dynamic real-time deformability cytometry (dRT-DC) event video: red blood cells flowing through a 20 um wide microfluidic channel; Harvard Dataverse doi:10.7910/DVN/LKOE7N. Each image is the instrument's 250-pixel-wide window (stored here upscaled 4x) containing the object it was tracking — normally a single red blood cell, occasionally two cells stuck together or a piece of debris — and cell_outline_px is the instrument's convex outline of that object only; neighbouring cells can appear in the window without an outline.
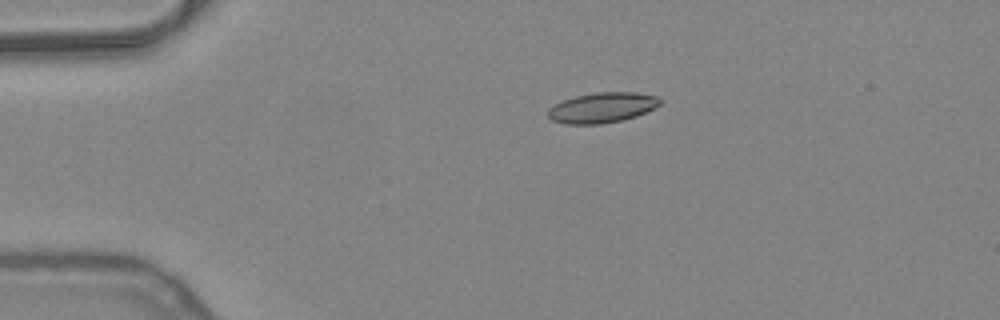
{"species": "common noctule bat (a hibernating species)", "species_latin": "Nyctalus noctula", "temperature_condition": "warm", "stored_images_in_passage": 43, "camera_frame_rate_fps": 3000, "um_per_image_px": 0.085, "animal": {"sex": "female", "body_mass_g": 24.6, "forearm_length_mm": 56.2}, "frame": {"image": 1, "passage_image": 3, "time_ms": 0.667, "image_size_px": [1000, 320], "cell_outline_px": [[660, 104], [636, 116], [620, 120], [600, 124], [564, 124], [552, 120], [548, 116], [548, 108], [560, 100], [576, 96], [596, 92], [636, 92], [656, 96], [660, 100]], "centroid_in_image_um": [51.12, 9.14], "position_along_channel_um": 33.9, "area_um2": 19.65}}
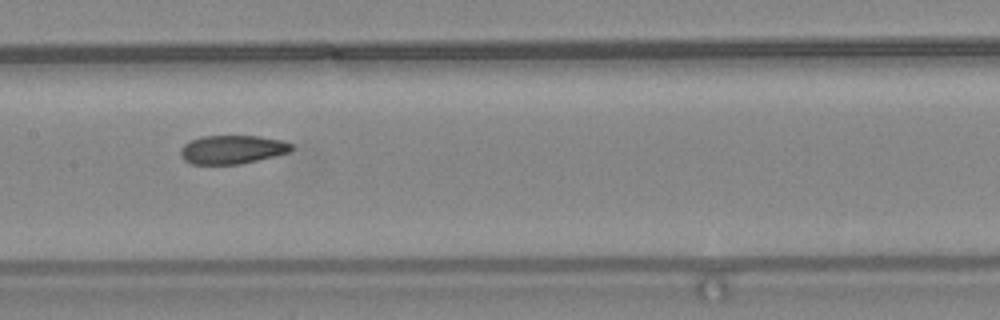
{"frame": {"image": 2, "passage_image": 18, "time_ms": 5.667, "image_size_px": [1000, 320], "cell_outline_px": [[292, 148], [288, 152], [240, 164], [192, 164], [184, 160], [180, 156], [180, 148], [184, 144], [192, 140], [204, 136], [256, 136], [284, 140], [292, 144]], "centroid_in_image_um": [19.71, 12.71], "position_along_channel_um": 187.7, "area_um2": 18.32}}
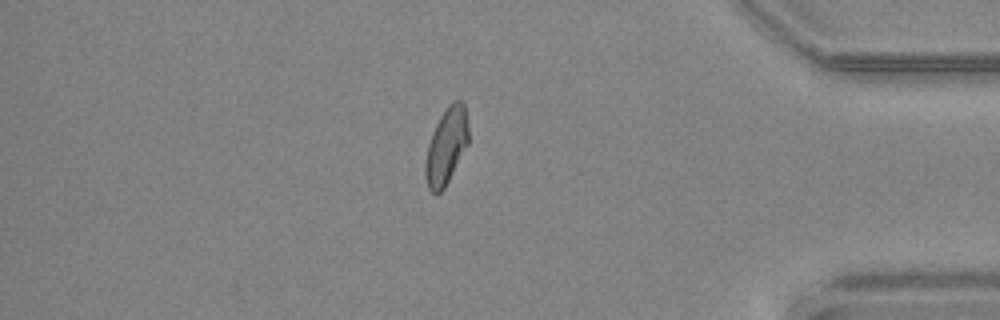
{"frame": {"image": 3, "passage_image": 36, "time_ms": 11.667, "image_size_px": [1000, 320], "cell_outline_px": [[468, 144], [444, 188], [436, 196], [428, 188], [424, 176], [424, 164], [428, 144], [432, 132], [440, 116], [448, 104], [452, 100], [460, 100], [464, 104], [468, 128]], "centroid_in_image_um": [37.91, 12.43], "position_along_channel_um": 397.3, "area_um2": 19.25}, "authors_computed_cell_mechanics": {"area_um2": 19.363, "velocity_mm_per_s": 4.0438, "shape_relaxation_time_tau1_ms": null, "shape_relaxation_time_tau2_ms": 3.9858, "deformation_change_tau1": null, "deformation_change_tau2": 0.1009}}